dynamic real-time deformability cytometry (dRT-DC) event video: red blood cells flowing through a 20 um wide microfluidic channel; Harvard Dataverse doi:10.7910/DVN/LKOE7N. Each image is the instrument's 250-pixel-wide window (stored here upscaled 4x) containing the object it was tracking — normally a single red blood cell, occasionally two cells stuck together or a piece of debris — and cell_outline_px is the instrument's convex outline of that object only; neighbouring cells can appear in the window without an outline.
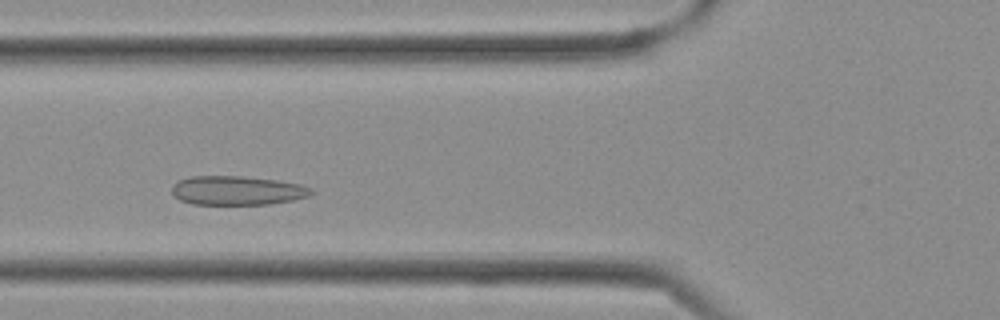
{"species": "Egyptian fruit bat (a non-hibernating species)", "species_latin": "Rousettus aegyptiacus", "temperature_condition": "cold", "stored_images_in_passage": 32, "camera_frame_rate_fps": 3000, "um_per_image_px": 0.085, "frame": {"image": 1, "passage_image": 8, "time_ms": 2.333, "image_size_px": [1000, 320], "cell_outline_px": [[316, 192], [308, 196], [292, 200], [268, 204], [192, 204], [180, 200], [172, 192], [172, 184], [180, 180], [192, 176], [240, 176], [276, 180], [300, 184], [312, 188]], "centroid_in_image_um": [20.17, 16.19], "position_along_channel_um": 105.6, "area_um2": 23.52}}
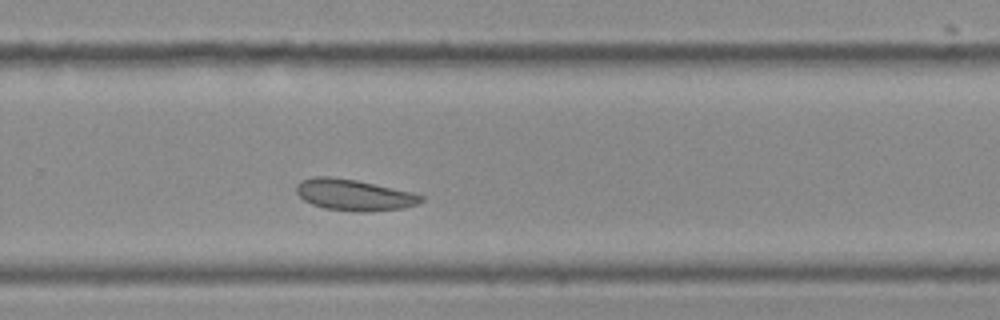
{"frame": {"image": 2, "passage_image": 19, "time_ms": 6.0, "image_size_px": [1000, 320], "cell_outline_px": [[424, 200], [416, 204], [404, 208], [364, 212], [360, 212], [324, 208], [312, 204], [304, 200], [296, 192], [296, 184], [300, 180], [312, 176], [328, 176], [356, 180], [412, 192], [424, 196]], "centroid_in_image_um": [30.07, 16.56], "position_along_channel_um": 299.7, "area_um2": 22.72}}
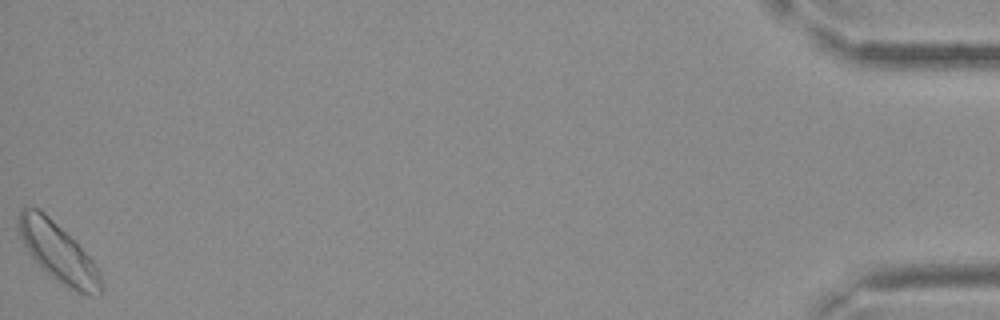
{"frame": {"image": 3, "passage_image": 32, "time_ms": 10.333, "image_size_px": [1000, 320], "cell_outline_px": [[104, 288], [100, 296], [92, 296], [80, 292], [72, 288], [52, 276], [28, 252], [20, 236], [16, 220], [20, 208], [36, 208], [44, 212], [96, 264]], "centroid_in_image_um": [4.94, 21.45], "position_along_channel_um": 430.3, "area_um2": 27.28}}